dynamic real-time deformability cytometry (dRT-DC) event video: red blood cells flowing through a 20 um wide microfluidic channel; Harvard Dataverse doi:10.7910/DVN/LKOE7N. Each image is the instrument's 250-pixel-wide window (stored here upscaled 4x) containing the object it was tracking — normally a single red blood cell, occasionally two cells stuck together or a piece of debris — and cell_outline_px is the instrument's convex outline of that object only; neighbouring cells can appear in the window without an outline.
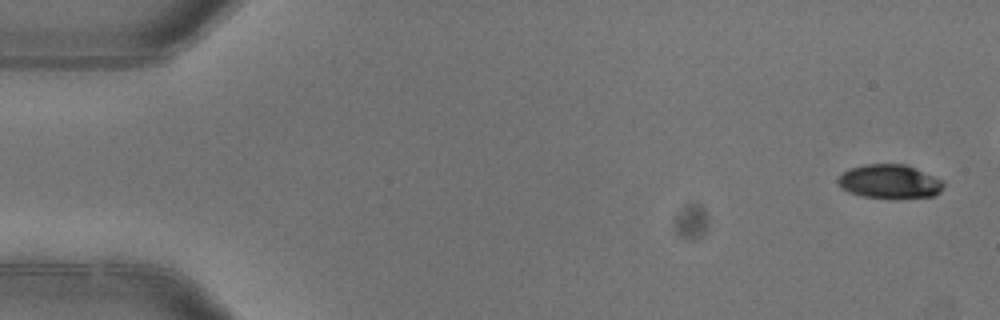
{"species": "common noctule bat (a hibernating species)", "species_latin": "Nyctalus noctula", "temperature_condition": "warm", "stored_images_in_passage": 4, "camera_frame_rate_fps": 3000, "um_per_image_px": 0.085, "animal": {"sex": "female"}, "frame": {"image": 1, "passage_image": 1, "time_ms": 0.0, "image_size_px": [1000, 320], "cell_outline_px": [[944, 188], [936, 196], [896, 200], [892, 200], [864, 196], [848, 192], [840, 188], [836, 180], [844, 172], [852, 168], [864, 164], [904, 164], [944, 180]], "centroid_in_image_um": [75.65, 15.47], "position_along_channel_um": 9.3, "area_um2": 21.39}}